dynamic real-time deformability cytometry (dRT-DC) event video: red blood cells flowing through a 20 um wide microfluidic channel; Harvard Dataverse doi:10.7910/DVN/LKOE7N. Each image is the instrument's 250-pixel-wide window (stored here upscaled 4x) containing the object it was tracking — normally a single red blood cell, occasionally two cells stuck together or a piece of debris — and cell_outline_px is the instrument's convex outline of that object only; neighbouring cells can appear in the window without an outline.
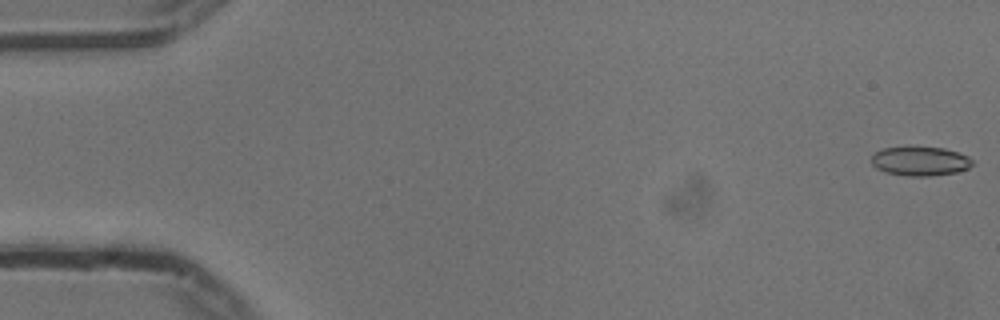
{"species": "common noctule bat (a hibernating species)", "species_latin": "Nyctalus noctula", "temperature_condition": "cold", "stored_images_in_passage": 11, "camera_frame_rate_fps": 3000, "um_per_image_px": 0.085, "animal": {"sex": "male", "body_mass_g": 13.3}, "frame": {"image": 1, "passage_image": 1, "time_ms": 0.0, "image_size_px": [1000, 320], "cell_outline_px": [[972, 164], [968, 168], [956, 172], [928, 176], [908, 176], [884, 172], [876, 168], [872, 164], [872, 156], [876, 152], [884, 148], [944, 148], [968, 156], [972, 160]], "centroid_in_image_um": [78.2, 13.72], "position_along_channel_um": 6.8, "area_um2": 16.76}}